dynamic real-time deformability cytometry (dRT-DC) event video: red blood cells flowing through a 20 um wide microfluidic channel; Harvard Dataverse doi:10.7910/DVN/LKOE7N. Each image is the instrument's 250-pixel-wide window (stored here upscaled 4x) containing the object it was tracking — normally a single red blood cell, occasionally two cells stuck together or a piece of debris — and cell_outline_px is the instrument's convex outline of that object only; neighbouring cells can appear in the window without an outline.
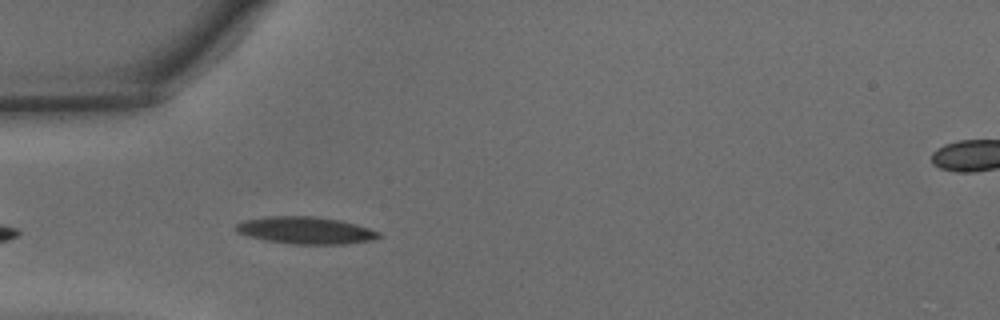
{"species": "common noctule bat (a hibernating species)", "species_latin": "Nyctalus noctula", "temperature_condition": "warm", "stored_images_in_passage": 8, "camera_frame_rate_fps": 3000, "um_per_image_px": 0.085, "animal": {"sex": "male", "body_mass_g": 15.6}, "frame": {"image": 1, "passage_image": 2, "time_ms": 0.333, "image_size_px": [1000, 320], "cell_outline_px": [[384, 236], [372, 240], [344, 244], [292, 244], [264, 240], [248, 236], [236, 232], [236, 224], [244, 220], [268, 216], [316, 216], [340, 220], [368, 228], [380, 232]], "centroid_in_image_um": [25.98, 19.58], "position_along_channel_um": 59.0, "area_um2": 22.66}}
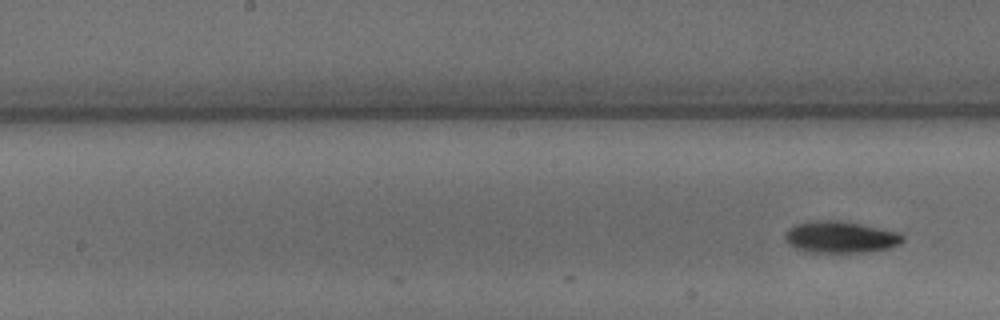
{"frame": {"image": 2, "passage_image": 8, "time_ms": 2.333, "image_size_px": [1000, 320], "cell_outline_px": [[904, 240], [900, 244], [888, 248], [868, 252], [816, 252], [796, 248], [788, 240], [788, 232], [796, 224], [816, 220], [836, 220], [860, 224], [900, 232], [904, 236]], "centroid_in_image_um": [71.56, 20.15], "position_along_channel_um": 176.6, "area_um2": 21.15}}